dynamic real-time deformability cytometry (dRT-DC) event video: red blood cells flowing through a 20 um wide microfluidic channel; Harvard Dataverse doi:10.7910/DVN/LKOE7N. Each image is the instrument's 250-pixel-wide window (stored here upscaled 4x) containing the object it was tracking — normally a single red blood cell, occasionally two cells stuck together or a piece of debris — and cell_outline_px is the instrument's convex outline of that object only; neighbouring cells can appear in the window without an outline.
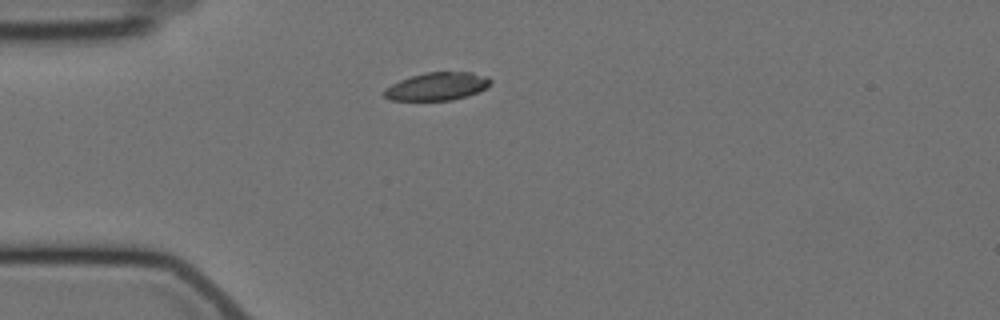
{"species": "Egyptian fruit bat (a non-hibernating species)", "species_latin": "Rousettus aegyptiacus", "temperature_condition": "cold", "stored_images_in_passage": 44, "camera_frame_rate_fps": 3000, "um_per_image_px": 0.085, "animal": {"sex": "female"}, "frame": {"image": 1, "passage_image": 1, "time_ms": 0.0, "image_size_px": [1000, 320], "cell_outline_px": [[492, 80], [484, 88], [468, 96], [452, 100], [388, 100], [380, 92], [384, 88], [400, 80], [412, 76], [428, 72], [472, 72], [488, 76]], "centroid_in_image_um": [37.11, 7.34], "position_along_channel_um": 47.9, "area_um2": 17.28}}
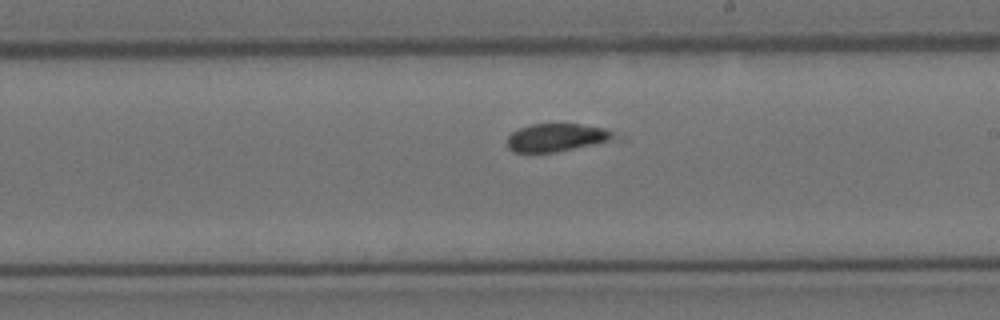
{"frame": {"image": 2, "passage_image": 19, "time_ms": 6.0, "image_size_px": [1000, 320], "cell_outline_px": [[624, 140], [556, 152], [512, 152], [508, 148], [508, 136], [512, 132], [520, 128], [532, 124], [580, 124], [604, 128], [624, 136]], "centroid_in_image_um": [47.51, 11.7], "position_along_channel_um": 241.5, "area_um2": 18.15}}
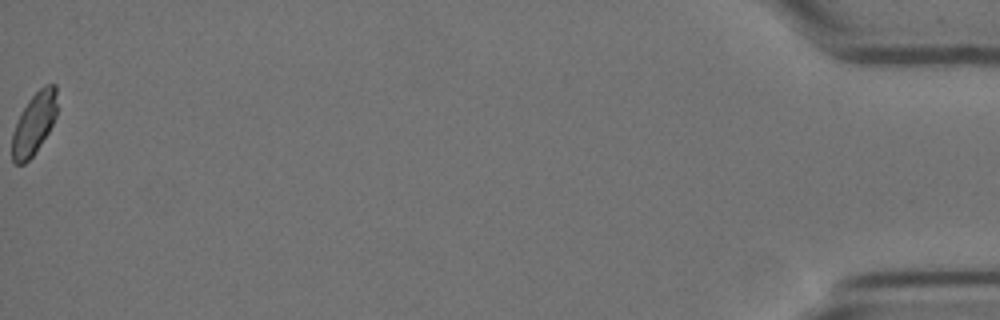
{"frame": {"image": 3, "passage_image": 44, "time_ms": 14.333, "image_size_px": [1000, 320], "cell_outline_px": [[56, 116], [48, 132], [32, 156], [24, 164], [16, 164], [12, 160], [12, 132], [20, 112], [28, 100], [44, 84], [56, 84]], "centroid_in_image_um": [2.87, 10.49], "position_along_channel_um": 432.3, "area_um2": 16.13}, "authors_computed_cell_mechanics": {"area_um2": 18.2937, "velocity_mm_per_s": 3.472, "shape_relaxation_time_tau1_ms": null, "shape_relaxation_time_tau2_ms": 1.6489, "deformation_change_tau1": null, "deformation_change_tau2": 0.085}}